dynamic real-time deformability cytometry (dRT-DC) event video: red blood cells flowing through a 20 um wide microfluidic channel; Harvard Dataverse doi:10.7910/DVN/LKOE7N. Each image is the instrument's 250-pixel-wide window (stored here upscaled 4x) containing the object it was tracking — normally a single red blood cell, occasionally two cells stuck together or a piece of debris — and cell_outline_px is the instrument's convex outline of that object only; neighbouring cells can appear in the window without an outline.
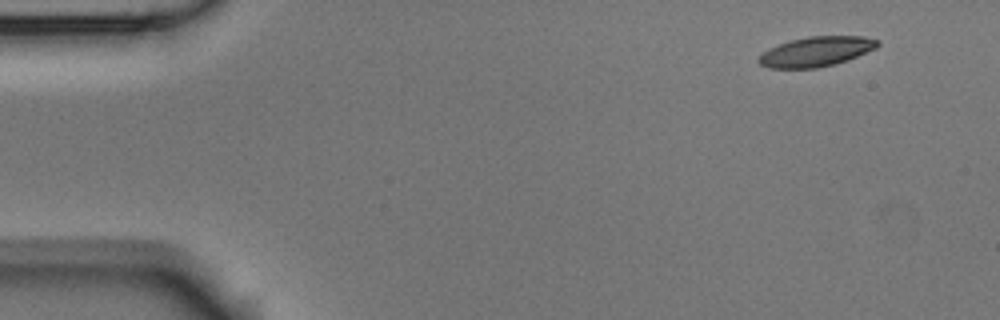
{"species": "Egyptian fruit bat (a non-hibernating species)", "species_latin": "Rousettus aegyptiacus", "temperature_condition": "room temperature", "stored_images_in_passage": 3, "camera_frame_rate_fps": 3000, "um_per_image_px": 0.085, "animal": {"sex": "male"}, "frame": {"image": 1, "passage_image": 1, "time_ms": 0.0, "image_size_px": [1000, 320], "cell_outline_px": [[880, 44], [876, 48], [848, 60], [836, 64], [816, 68], [768, 68], [760, 64], [760, 56], [764, 52], [780, 44], [792, 40], [808, 36], [864, 36], [880, 40]], "centroid_in_image_um": [69.45, 4.38], "position_along_channel_um": 15.6, "area_um2": 20.46}}